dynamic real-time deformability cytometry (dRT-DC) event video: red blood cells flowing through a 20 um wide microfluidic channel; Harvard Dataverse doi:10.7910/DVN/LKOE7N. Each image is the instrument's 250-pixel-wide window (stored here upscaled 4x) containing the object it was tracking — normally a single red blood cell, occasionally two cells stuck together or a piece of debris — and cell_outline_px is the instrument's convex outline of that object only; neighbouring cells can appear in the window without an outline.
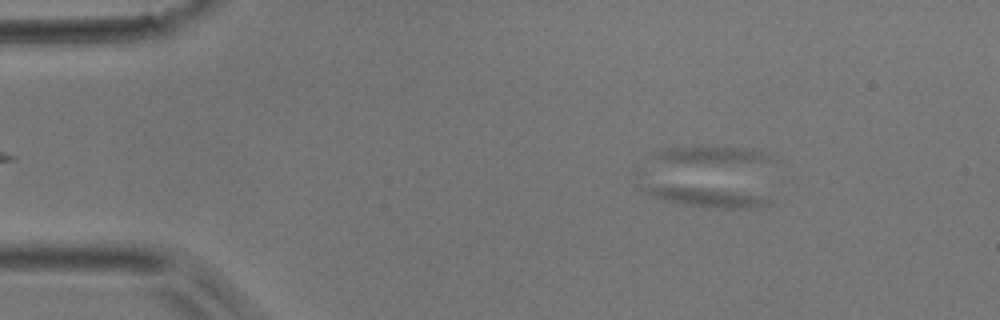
{"species": "common noctule bat (a hibernating species)", "species_latin": "Nyctalus noctula", "temperature_condition": "room temperature", "stored_images_in_passage": 52, "camera_frame_rate_fps": 3000, "um_per_image_px": 0.085, "animal": {"sex": "male", "body_mass_g": 17.9}, "frame": {"image": 1, "passage_image": 3, "time_ms": 0.667, "image_size_px": [1000, 320], "cell_outline_px": [[772, 204], [760, 208], [708, 208], [676, 204], [664, 200], [644, 192], [636, 188], [636, 172], [644, 172], [760, 196], [772, 200]], "centroid_in_image_um": [59.2, 16.43], "position_along_channel_um": 25.8, "area_um2": 19.13}}